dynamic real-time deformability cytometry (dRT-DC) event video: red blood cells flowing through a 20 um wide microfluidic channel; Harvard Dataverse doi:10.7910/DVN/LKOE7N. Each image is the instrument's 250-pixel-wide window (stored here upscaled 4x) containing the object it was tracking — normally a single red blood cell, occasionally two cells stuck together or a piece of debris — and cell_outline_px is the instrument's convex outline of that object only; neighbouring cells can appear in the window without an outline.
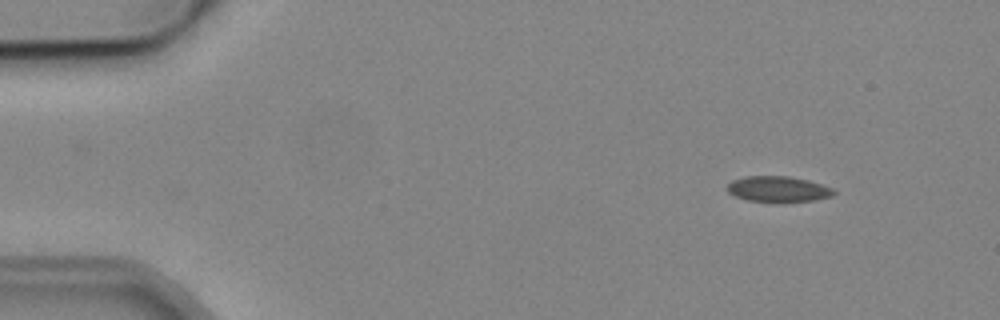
{"species": "common noctule bat (a hibernating species)", "species_latin": "Nyctalus noctula", "temperature_condition": "cold", "stored_images_in_passage": 5, "camera_frame_rate_fps": 3000, "um_per_image_px": 0.085, "animal": {"sex": "male", "body_mass_g": 19.2, "forearm_length_mm": 51.8}, "frame": {"image": 1, "passage_image": 1, "time_ms": 0.0, "image_size_px": [1000, 320], "cell_outline_px": [[836, 192], [832, 196], [812, 200], [780, 204], [748, 200], [736, 196], [728, 192], [728, 184], [732, 180], [744, 176], [788, 176], [808, 180], [832, 188]], "centroid_in_image_um": [66.14, 16.09], "position_along_channel_um": 18.9, "area_um2": 16.24}}